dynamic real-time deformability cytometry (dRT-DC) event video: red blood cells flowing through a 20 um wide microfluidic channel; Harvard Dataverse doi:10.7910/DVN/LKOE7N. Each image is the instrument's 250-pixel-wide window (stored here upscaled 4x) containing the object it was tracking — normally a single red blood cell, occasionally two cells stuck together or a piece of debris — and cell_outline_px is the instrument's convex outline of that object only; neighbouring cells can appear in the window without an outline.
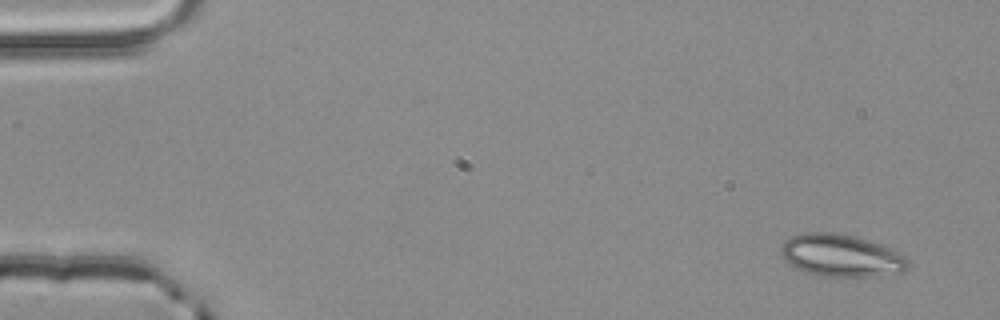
{"species": "common noctule bat (a hibernating species)", "species_latin": "Nyctalus noctula", "temperature_condition": "room temperature", "stored_images_in_passage": 3, "camera_frame_rate_fps": 3000, "um_per_image_px": 0.085, "animal": {"sex": "male", "body_mass_g": 20.4}, "frame": {"image": 1, "passage_image": 1, "time_ms": 0.0, "image_size_px": [1000, 320], "cell_outline_px": [[908, 268], [904, 272], [880, 276], [820, 276], [804, 272], [788, 264], [784, 260], [780, 252], [780, 244], [784, 240], [792, 236], [804, 232], [836, 232], [868, 240], [900, 252], [908, 260]], "centroid_in_image_um": [71.46, 21.72], "position_along_channel_um": 13.5, "area_um2": 31.67}}